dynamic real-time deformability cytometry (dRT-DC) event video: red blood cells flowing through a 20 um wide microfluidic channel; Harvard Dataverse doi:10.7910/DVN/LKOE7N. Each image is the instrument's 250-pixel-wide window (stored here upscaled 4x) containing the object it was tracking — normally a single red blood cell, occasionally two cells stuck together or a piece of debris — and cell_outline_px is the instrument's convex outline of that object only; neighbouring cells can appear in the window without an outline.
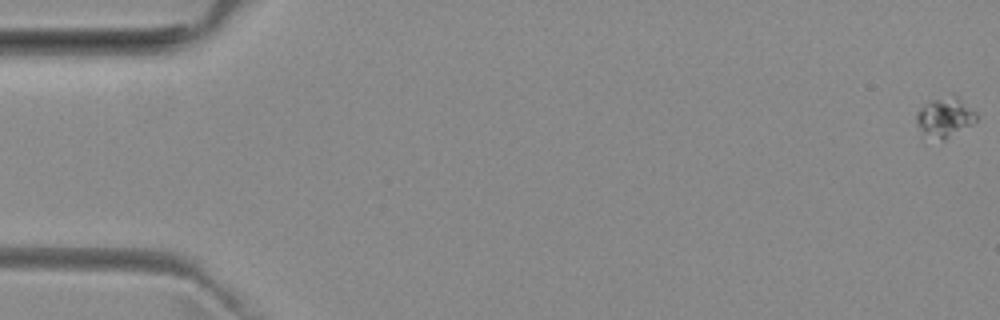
{"species": "common noctule bat (a hibernating species)", "species_latin": "Nyctalus noctula", "temperature_condition": "room temperature", "stored_images_in_passage": 54, "camera_frame_rate_fps": 3000, "um_per_image_px": 0.085, "animal": {"sex": "female", "body_mass_g": 29.2, "forearm_length_mm": 56.3}, "frame": {"image": 1, "passage_image": 1, "time_ms": 0.0, "image_size_px": [1000, 320], "cell_outline_px": [[976, 120], [972, 124], [944, 140], [920, 136], [916, 120], [916, 112], [924, 104], [932, 100], [952, 92], [960, 96], [976, 112]], "centroid_in_image_um": [80.29, 9.93], "position_along_channel_um": 4.7, "area_um2": 14.39}}
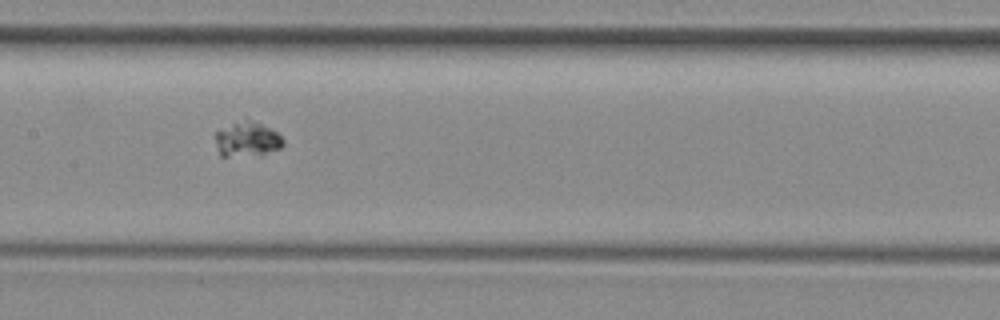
{"frame": {"image": 2, "passage_image": 27, "time_ms": 8.667, "image_size_px": [1000, 320], "cell_outline_px": [[284, 144], [280, 148], [260, 156], [220, 156], [216, 140], [216, 132], [244, 116], [276, 132], [284, 140]], "centroid_in_image_um": [21.01, 11.83], "position_along_channel_um": 186.4, "area_um2": 13.93}}
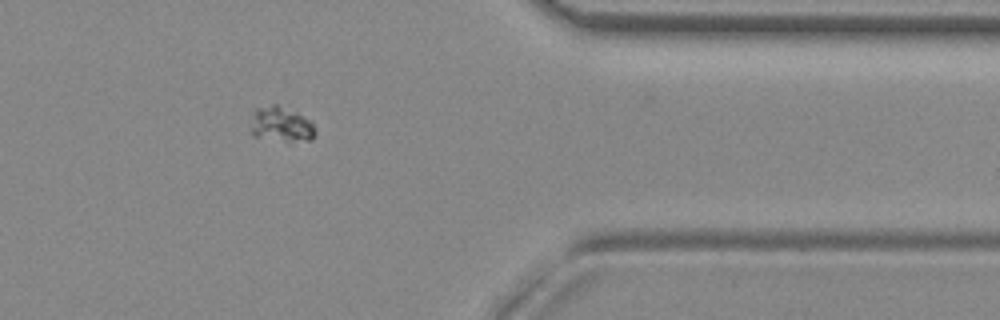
{"frame": {"image": 3, "passage_image": 44, "time_ms": 14.333, "image_size_px": [1000, 320], "cell_outline_px": [[316, 132], [312, 140], [284, 140], [252, 136], [252, 128], [256, 108], [272, 104], [276, 104], [296, 112], [312, 120]], "centroid_in_image_um": [23.96, 10.55], "position_along_channel_um": 387.4, "area_um2": 12.83}}